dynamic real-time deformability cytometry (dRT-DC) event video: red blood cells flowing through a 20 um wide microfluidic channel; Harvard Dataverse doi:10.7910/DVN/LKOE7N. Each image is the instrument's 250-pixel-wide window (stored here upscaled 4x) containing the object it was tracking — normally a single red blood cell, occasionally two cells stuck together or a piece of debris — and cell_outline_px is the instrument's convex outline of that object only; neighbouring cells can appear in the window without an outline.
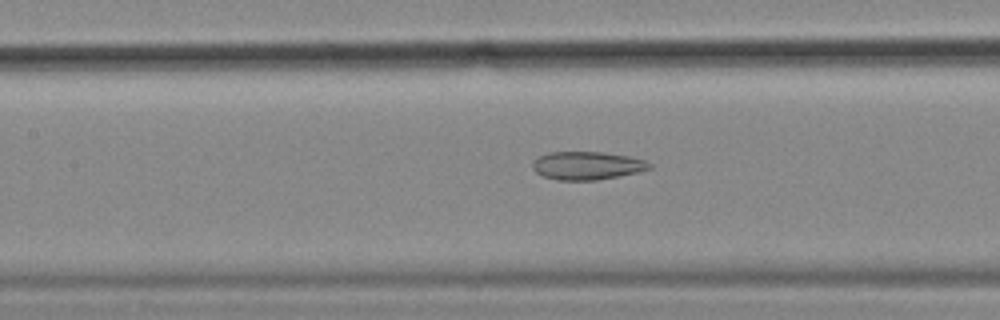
{"species": "common noctule bat (a hibernating species)", "species_latin": "Nyctalus noctula", "temperature_condition": "cold", "stored_images_in_passage": 40, "camera_frame_rate_fps": 3000, "um_per_image_px": 0.085, "animal": {"sex": "female", "body_mass_g": 18.4}, "frame": {"image": 1, "passage_image": 9, "time_ms": 2.667, "image_size_px": [1000, 320], "cell_outline_px": [[652, 168], [640, 172], [596, 180], [560, 180], [544, 176], [536, 172], [532, 168], [532, 164], [540, 156], [548, 152], [604, 152], [628, 156], [644, 160], [652, 164]], "centroid_in_image_um": [49.94, 14.07], "position_along_channel_um": 157.5, "area_um2": 19.07}}
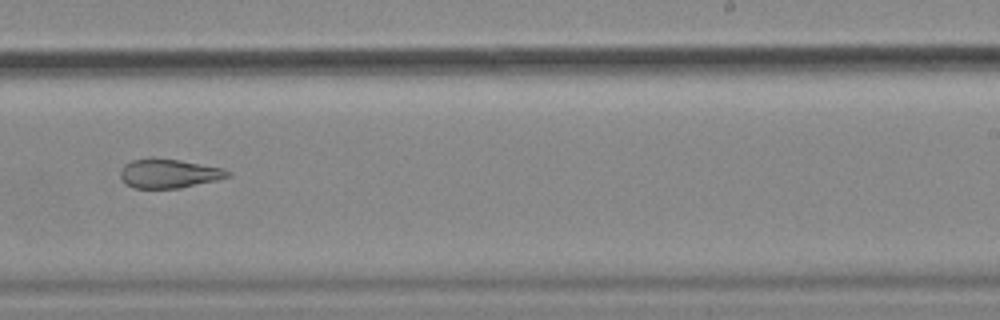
{"frame": {"image": 2, "passage_image": 19, "time_ms": 6.0, "image_size_px": [1000, 320], "cell_outline_px": [[232, 176], [216, 180], [180, 188], [132, 188], [120, 180], [120, 168], [124, 164], [132, 160], [148, 156], [152, 156], [180, 160], [224, 168], [232, 172]], "centroid_in_image_um": [14.32, 14.72], "position_along_channel_um": 274.7, "area_um2": 18.73}}
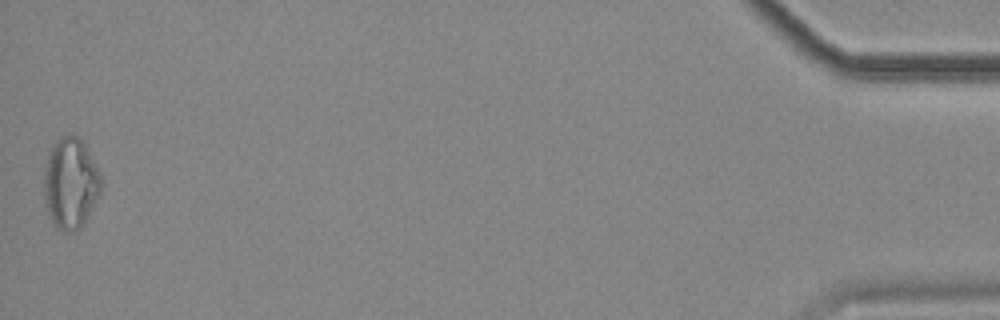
{"frame": {"image": 3, "passage_image": 40, "time_ms": 13.0, "image_size_px": [1000, 320], "cell_outline_px": [[100, 192], [84, 224], [76, 232], [64, 232], [56, 228], [52, 224], [44, 204], [44, 168], [48, 152], [52, 144], [60, 136], [76, 136], [84, 140], [100, 172]], "centroid_in_image_um": [5.97, 15.58], "position_along_channel_um": 429.2, "area_um2": 30.81}, "authors_computed_cell_mechanics": {"area_um2": 20.23, "velocity_mm_per_s": 3.5305, "shape_relaxation_time_tau1_ms": null, "shape_relaxation_time_tau2_ms": 3.3783, "deformation_change_tau1": null, "deformation_change_tau2": 0.1168}}